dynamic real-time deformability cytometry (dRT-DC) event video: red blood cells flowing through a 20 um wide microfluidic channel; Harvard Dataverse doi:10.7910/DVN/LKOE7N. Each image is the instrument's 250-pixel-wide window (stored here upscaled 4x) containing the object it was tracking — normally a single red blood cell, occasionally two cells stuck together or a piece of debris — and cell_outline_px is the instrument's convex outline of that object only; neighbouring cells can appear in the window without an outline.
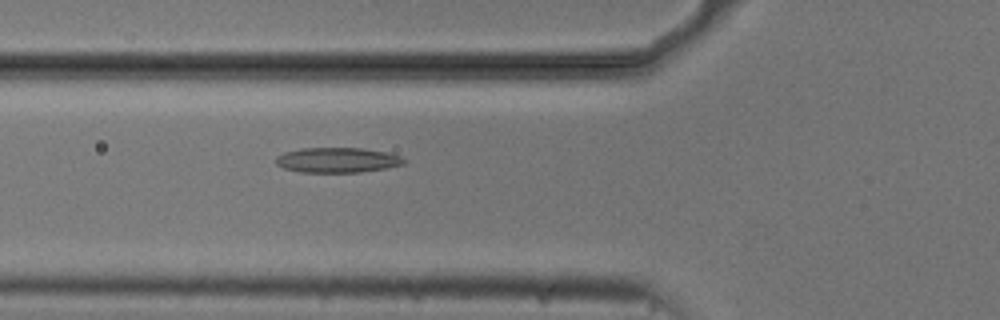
{"species": "common noctule bat (a hibernating species)", "species_latin": "Nyctalus noctula", "temperature_condition": "cold", "stored_images_in_passage": 37, "camera_frame_rate_fps": 3000, "um_per_image_px": 0.085, "animal": {"sex": "male", "body_mass_g": 20.5, "forearm_length_mm": 52.5}, "frame": {"image": 1, "passage_image": 3, "time_ms": 0.667, "image_size_px": [1000, 320], "cell_outline_px": [[408, 160], [404, 164], [388, 168], [360, 172], [300, 172], [284, 168], [276, 164], [276, 156], [284, 152], [300, 148], [360, 148], [388, 152], [400, 156]], "centroid_in_image_um": [28.7, 13.6], "position_along_channel_um": 97.1, "area_um2": 18.84}}
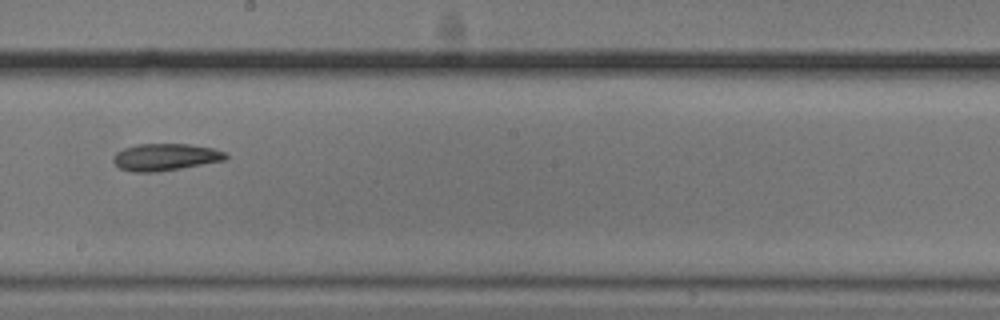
{"frame": {"image": 2, "passage_image": 14, "time_ms": 4.333, "image_size_px": [1000, 320], "cell_outline_px": [[228, 156], [224, 160], [180, 168], [156, 172], [132, 172], [120, 168], [112, 160], [112, 156], [116, 152], [124, 148], [136, 144], [188, 144], [212, 148], [224, 152]], "centroid_in_image_um": [14.0, 13.35], "position_along_channel_um": 234.2, "area_um2": 17.57}}
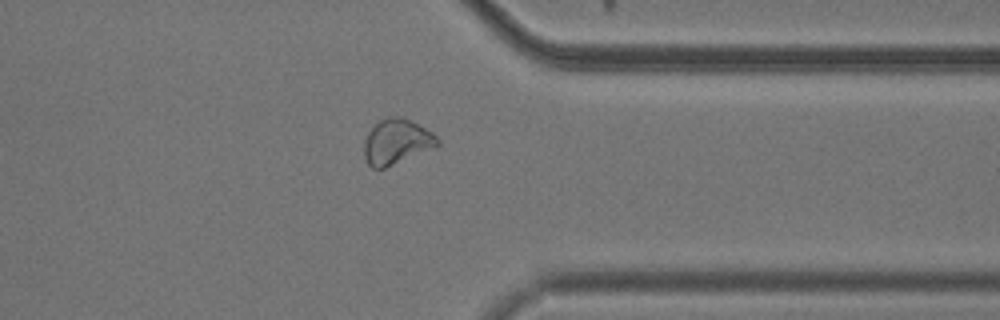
{"frame": {"image": 3, "passage_image": 26, "time_ms": 8.333, "image_size_px": [1000, 320], "cell_outline_px": [[440, 144], [436, 148], [384, 168], [372, 168], [368, 164], [364, 156], [364, 140], [368, 132], [380, 120], [388, 116], [400, 116], [432, 132], [440, 140]], "centroid_in_image_um": [33.72, 12.06], "position_along_channel_um": 377.7, "area_um2": 19.31}}